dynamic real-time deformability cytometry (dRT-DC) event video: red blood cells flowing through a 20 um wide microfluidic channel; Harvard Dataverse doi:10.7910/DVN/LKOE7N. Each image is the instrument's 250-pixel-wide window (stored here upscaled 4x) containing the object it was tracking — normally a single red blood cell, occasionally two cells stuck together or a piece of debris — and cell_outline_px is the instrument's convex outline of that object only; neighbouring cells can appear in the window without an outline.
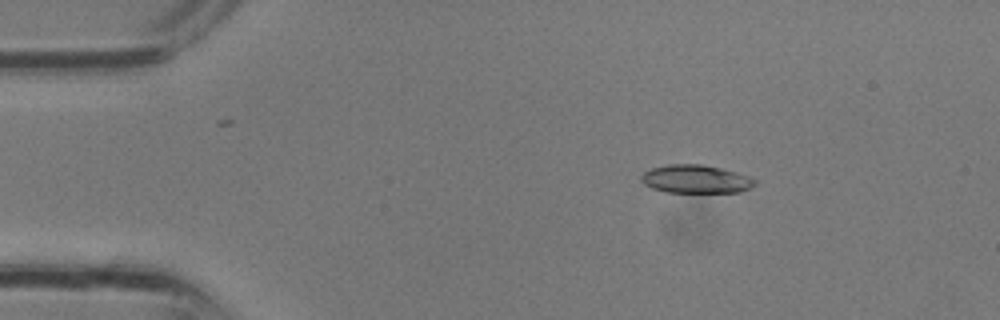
{"species": "common noctule bat (a hibernating species)", "species_latin": "Nyctalus noctula", "temperature_condition": "room temperature", "stored_images_in_passage": 3, "camera_frame_rate_fps": 3000, "um_per_image_px": 0.085, "animal": {"sex": "male", "body_mass_g": 13.3}, "frame": {"image": 1, "passage_image": 2, "time_ms": 0.333, "image_size_px": [1000, 320], "cell_outline_px": [[756, 184], [740, 192], [668, 192], [652, 188], [644, 184], [640, 180], [640, 176], [644, 172], [652, 168], [668, 164], [700, 164], [720, 168], [736, 172], [748, 176], [756, 180]], "centroid_in_image_um": [59.12, 15.22], "position_along_channel_um": 25.9, "area_um2": 18.61}}